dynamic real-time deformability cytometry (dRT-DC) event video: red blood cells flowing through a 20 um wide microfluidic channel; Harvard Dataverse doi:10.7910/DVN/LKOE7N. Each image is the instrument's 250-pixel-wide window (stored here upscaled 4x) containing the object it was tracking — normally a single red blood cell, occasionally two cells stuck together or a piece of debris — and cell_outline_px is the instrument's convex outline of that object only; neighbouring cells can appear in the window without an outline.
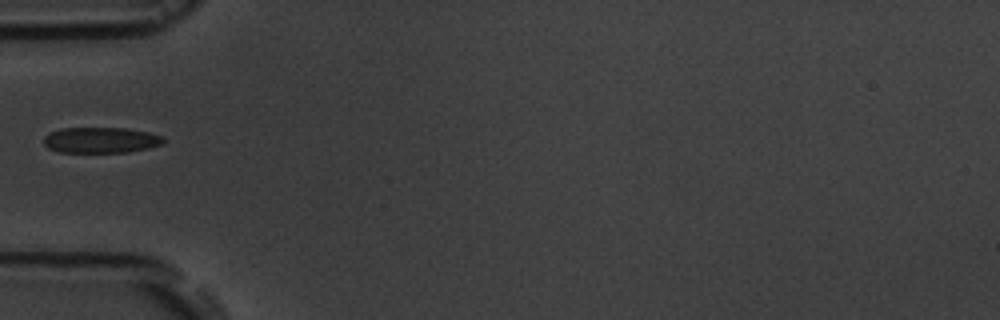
{"species": "common noctule bat (a hibernating species)", "species_latin": "Nyctalus noctula", "temperature_condition": "room temperature", "stored_images_in_passage": 2, "camera_frame_rate_fps": 3000, "um_per_image_px": 0.085, "animal": {"sex": "male", "body_mass_g": 19.5, "forearm_length_mm": 54.6}, "frame": {"image": 1, "passage_image": 1, "time_ms": 0.0, "image_size_px": [1000, 320], "cell_outline_px": [[164, 144], [148, 148], [128, 152], [60, 152], [48, 148], [44, 144], [44, 136], [48, 132], [60, 128], [128, 128], [148, 132], [164, 136]], "centroid_in_image_um": [8.57, 11.9], "position_along_channel_um": 76.4, "area_um2": 18.15}}
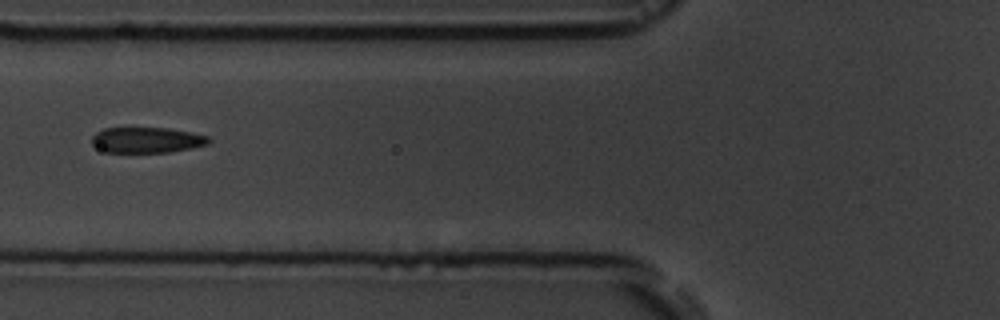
{"frame": {"image": 2, "passage_image": 2, "time_ms": 1.0, "image_size_px": [1000, 320], "cell_outline_px": [[212, 140], [208, 144], [192, 148], [168, 152], [104, 152], [92, 144], [92, 136], [96, 132], [104, 128], [168, 128], [192, 132], [208, 136]], "centroid_in_image_um": [12.49, 11.9], "position_along_channel_um": 113.3, "area_um2": 17.51}}